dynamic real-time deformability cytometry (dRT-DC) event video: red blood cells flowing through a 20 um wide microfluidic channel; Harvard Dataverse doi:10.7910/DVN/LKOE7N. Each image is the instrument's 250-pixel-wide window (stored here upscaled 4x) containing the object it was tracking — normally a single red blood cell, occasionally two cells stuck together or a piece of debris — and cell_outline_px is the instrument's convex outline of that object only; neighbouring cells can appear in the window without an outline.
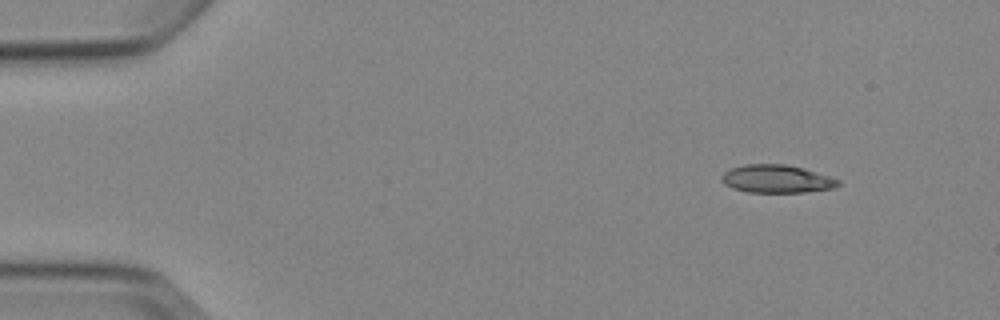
{"species": "Egyptian fruit bat (a non-hibernating species)", "species_latin": "Rousettus aegyptiacus", "temperature_condition": "cold", "stored_images_in_passage": 6, "camera_frame_rate_fps": 3000, "um_per_image_px": 0.085, "animal": {"sex": "female"}, "frame": {"image": 1, "passage_image": 1, "time_ms": 0.0, "image_size_px": [1000, 320], "cell_outline_px": [[840, 184], [836, 188], [804, 192], [748, 192], [732, 188], [724, 184], [720, 180], [720, 176], [724, 172], [732, 168], [744, 164], [784, 164], [804, 168], [840, 180]], "centroid_in_image_um": [66.0, 15.21], "position_along_channel_um": 19.0, "area_um2": 19.07}}
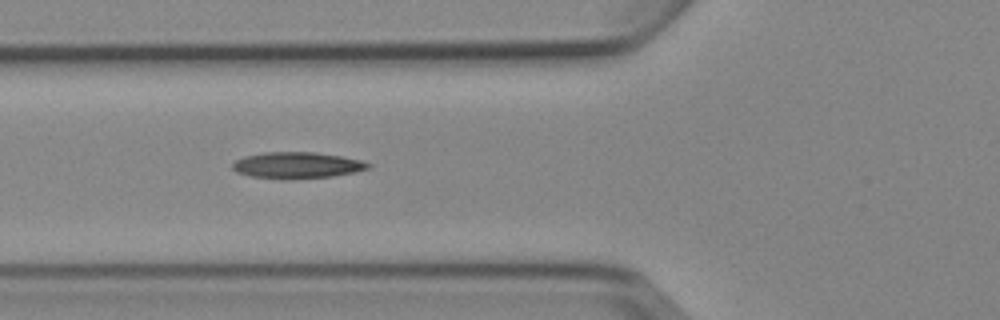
{"frame": {"image": 2, "passage_image": 5, "time_ms": 4.667, "image_size_px": [1000, 320], "cell_outline_px": [[372, 164], [368, 168], [352, 172], [332, 176], [280, 180], [252, 176], [236, 172], [232, 168], [232, 164], [236, 160], [244, 156], [264, 152], [316, 152], [340, 156], [360, 160]], "centroid_in_image_um": [25.19, 14.05], "position_along_channel_um": 100.6, "area_um2": 20.75}}
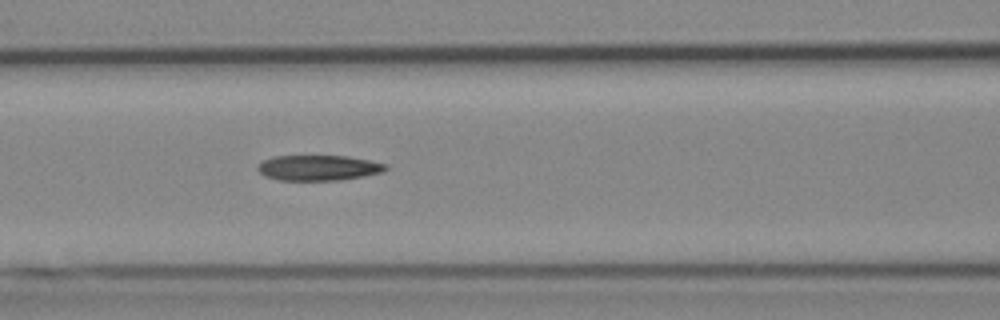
{"frame": {"image": 3, "passage_image": 6, "time_ms": 5.667, "image_size_px": [1000, 320], "cell_outline_px": [[388, 168], [384, 172], [364, 176], [340, 180], [280, 180], [264, 176], [256, 168], [264, 160], [272, 156], [348, 156], [388, 164]], "centroid_in_image_um": [27.1, 14.26], "position_along_channel_um": 139.5, "area_um2": 18.96}}